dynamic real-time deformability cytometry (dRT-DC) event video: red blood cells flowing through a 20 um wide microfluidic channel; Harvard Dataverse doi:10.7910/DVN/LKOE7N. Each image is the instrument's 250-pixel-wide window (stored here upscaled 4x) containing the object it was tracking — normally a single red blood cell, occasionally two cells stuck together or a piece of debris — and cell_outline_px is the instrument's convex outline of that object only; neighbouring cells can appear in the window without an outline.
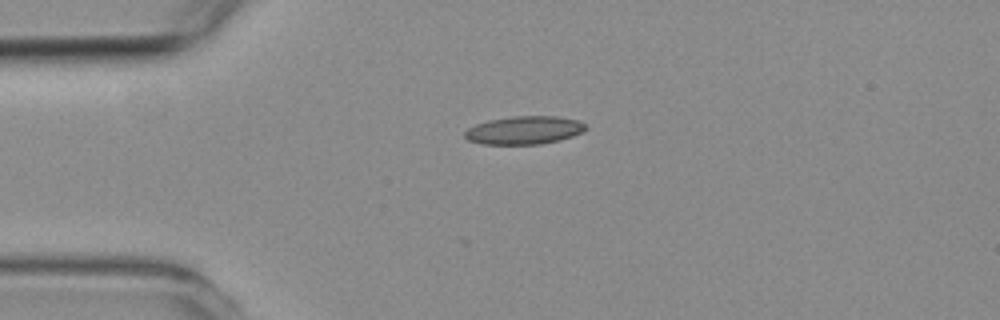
{"species": "common noctule bat (a hibernating species)", "species_latin": "Nyctalus noctula", "temperature_condition": "room temperature", "stored_images_in_passage": 3, "camera_frame_rate_fps": 3000, "um_per_image_px": 0.085, "animal": {"sex": "female", "body_mass_g": 19.3, "forearm_length_mm": 54.1}, "frame": {"image": 1, "passage_image": 3, "time_ms": 2.333, "image_size_px": [1000, 320], "cell_outline_px": [[588, 128], [572, 136], [560, 140], [540, 144], [480, 144], [468, 140], [464, 136], [464, 132], [468, 128], [476, 124], [488, 120], [512, 116], [556, 116], [576, 120], [584, 124]], "centroid_in_image_um": [44.52, 11.07], "position_along_channel_um": 40.5, "area_um2": 19.77}}